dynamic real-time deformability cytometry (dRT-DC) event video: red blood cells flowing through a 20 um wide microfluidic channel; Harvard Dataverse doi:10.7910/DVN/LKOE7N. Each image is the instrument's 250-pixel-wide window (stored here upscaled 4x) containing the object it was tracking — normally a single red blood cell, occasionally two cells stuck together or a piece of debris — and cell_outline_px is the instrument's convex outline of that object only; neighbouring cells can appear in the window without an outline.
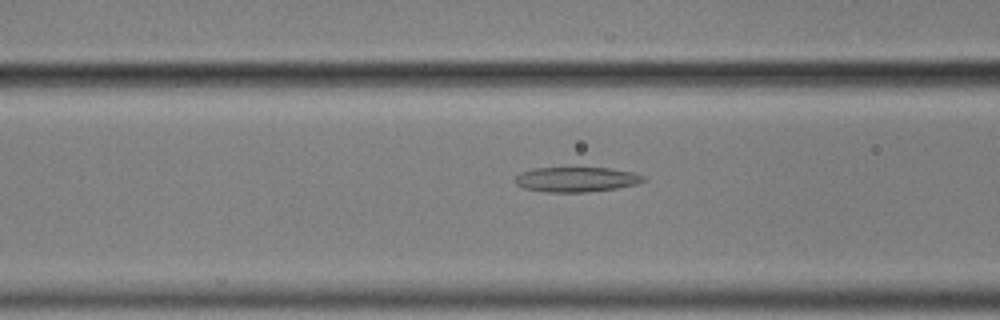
{"species": "common noctule bat (a hibernating species)", "species_latin": "Nyctalus noctula", "temperature_condition": "cold", "stored_images_in_passage": 51, "camera_frame_rate_fps": 3000, "um_per_image_px": 0.085, "animal": {"sex": "male", "body_mass_g": 17.9}, "frame": {"image": 1, "passage_image": 17, "time_ms": 5.333, "image_size_px": [1000, 320], "cell_outline_px": [[648, 180], [636, 184], [616, 188], [588, 192], [544, 192], [524, 188], [516, 184], [516, 176], [520, 172], [532, 168], [612, 168], [632, 172], [644, 176]], "centroid_in_image_um": [49.0, 15.25], "position_along_channel_um": 117.6, "area_um2": 18.67}}
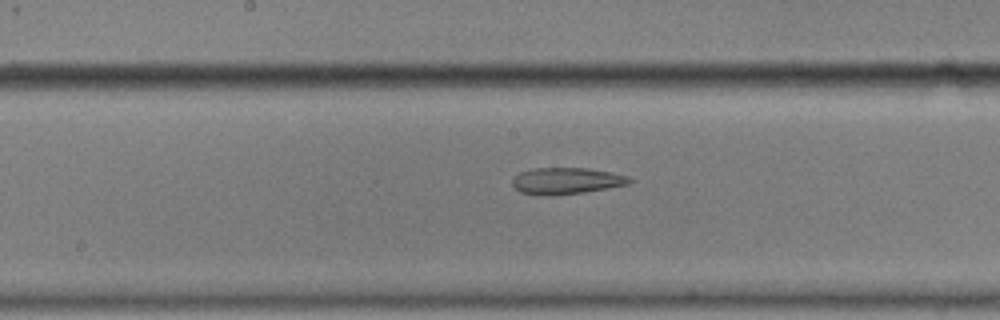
{"frame": {"image": 2, "passage_image": 24, "time_ms": 7.667, "image_size_px": [1000, 320], "cell_outline_px": [[632, 180], [628, 184], [584, 192], [556, 196], [548, 196], [520, 192], [512, 184], [512, 180], [520, 172], [536, 168], [588, 168], [612, 172], [628, 176]], "centroid_in_image_um": [48.14, 15.37], "position_along_channel_um": 200.1, "area_um2": 18.03}}
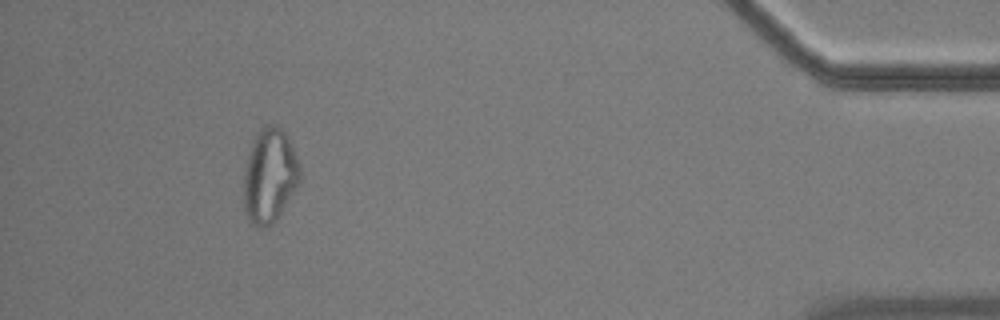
{"frame": {"image": 3, "passage_image": 47, "time_ms": 15.333, "image_size_px": [1000, 320], "cell_outline_px": [[300, 184], [276, 220], [272, 224], [264, 228], [260, 228], [252, 224], [244, 208], [244, 172], [252, 140], [260, 128], [264, 124], [276, 124], [288, 136], [300, 164]], "centroid_in_image_um": [22.94, 14.92], "position_along_channel_um": 412.3, "area_um2": 31.21}, "authors_computed_cell_mechanics": {"area_um2": 21.2126, "velocity_mm_per_s": 3.5197, "shape_relaxation_time_tau1_ms": null, "shape_relaxation_time_tau2_ms": 3.064, "deformation_change_tau1": null, "deformation_change_tau2": 0.1021}}